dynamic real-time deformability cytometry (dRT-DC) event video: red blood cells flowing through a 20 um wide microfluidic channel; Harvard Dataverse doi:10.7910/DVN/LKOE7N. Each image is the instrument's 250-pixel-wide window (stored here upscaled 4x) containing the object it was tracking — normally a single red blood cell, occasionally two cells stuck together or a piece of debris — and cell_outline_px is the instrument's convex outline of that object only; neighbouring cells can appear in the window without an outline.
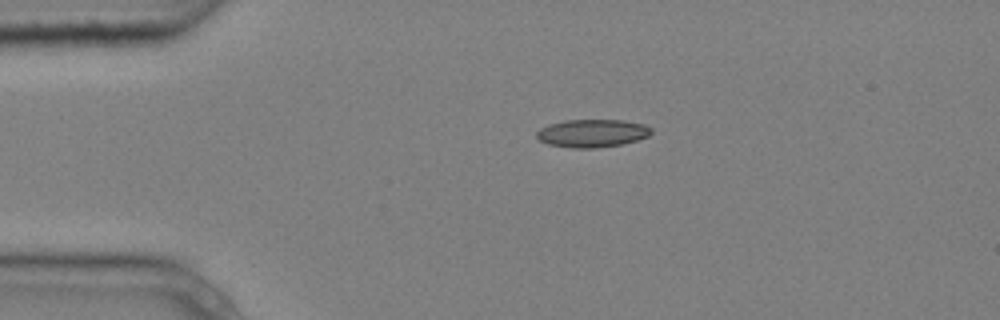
{"species": "common noctule bat (a hibernating species)", "species_latin": "Nyctalus noctula", "temperature_condition": "cold", "stored_images_in_passage": 2, "camera_frame_rate_fps": 3000, "um_per_image_px": 0.085, "animal": {"sex": "male", "body_mass_g": 20.4}, "frame": {"image": 1, "passage_image": 1, "time_ms": 0.0, "image_size_px": [1000, 320], "cell_outline_px": [[652, 132], [648, 136], [636, 140], [620, 144], [596, 148], [572, 148], [548, 144], [540, 140], [536, 136], [536, 132], [540, 128], [548, 124], [564, 120], [624, 120], [644, 124], [652, 128]], "centroid_in_image_um": [50.32, 11.31], "position_along_channel_um": 34.7, "area_um2": 18.67}}